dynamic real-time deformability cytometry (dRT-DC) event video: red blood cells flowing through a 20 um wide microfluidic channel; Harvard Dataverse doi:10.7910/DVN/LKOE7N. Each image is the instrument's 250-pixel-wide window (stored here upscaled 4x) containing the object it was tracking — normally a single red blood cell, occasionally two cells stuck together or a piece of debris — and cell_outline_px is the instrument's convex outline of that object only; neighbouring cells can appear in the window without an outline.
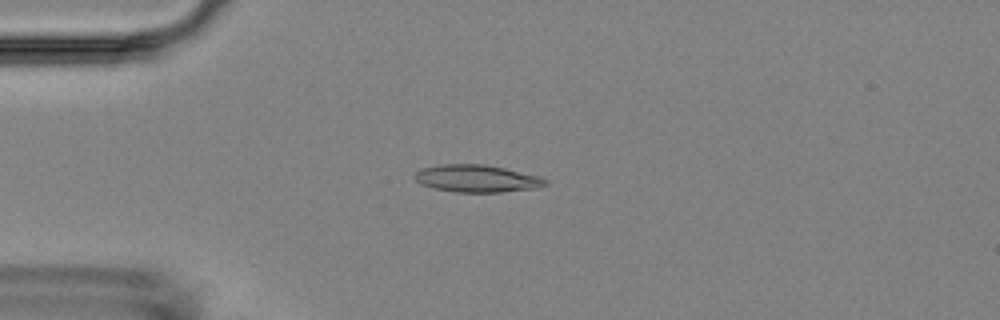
{"species": "Egyptian fruit bat (a non-hibernating species)", "species_latin": "Rousettus aegyptiacus", "temperature_condition": "room temperature", "stored_images_in_passage": 11, "camera_frame_rate_fps": 3000, "um_per_image_px": 0.085, "animal": {"sex": "female"}, "frame": {"image": 1, "passage_image": 1, "time_ms": 0.0, "image_size_px": [1000, 320], "cell_outline_px": [[548, 184], [536, 188], [500, 192], [456, 192], [436, 188], [420, 184], [412, 176], [420, 168], [436, 164], [484, 164], [504, 168], [540, 176], [548, 180]], "centroid_in_image_um": [40.51, 15.16], "position_along_channel_um": 44.5, "area_um2": 20.92}}
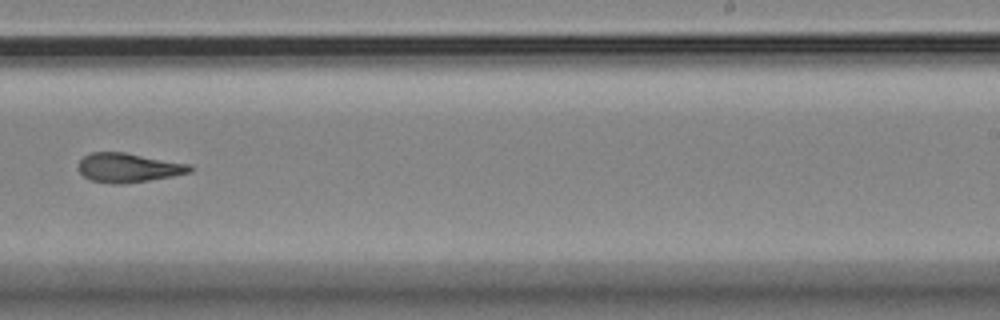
{"frame": {"image": 2, "passage_image": 7, "time_ms": 7.0, "image_size_px": [1000, 320], "cell_outline_px": [[196, 168], [192, 172], [172, 176], [124, 184], [112, 184], [92, 180], [84, 176], [76, 168], [80, 160], [84, 156], [92, 152], [124, 152], [192, 164]], "centroid_in_image_um": [10.95, 14.25], "position_along_channel_um": 278.1, "area_um2": 19.19}}
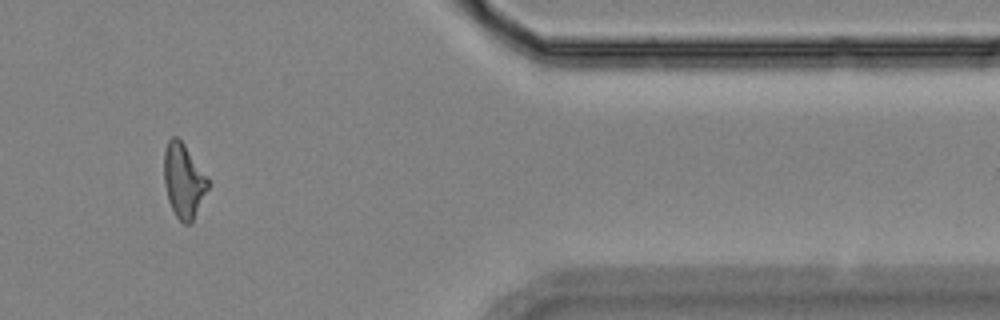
{"frame": {"image": 3, "passage_image": 10, "time_ms": 11.0, "image_size_px": [1000, 320], "cell_outline_px": [[208, 188], [192, 220], [188, 224], [184, 224], [176, 216], [168, 200], [164, 184], [164, 152], [168, 140], [172, 136], [176, 136], [184, 144], [208, 180]], "centroid_in_image_um": [15.56, 15.34], "position_along_channel_um": 395.8, "area_um2": 18.44}, "authors_computed_cell_mechanics": {"area_um2": 19.1896, "velocity_mm_per_s": 3.6262, "shape_relaxation_time_tau1_ms": null, "shape_relaxation_time_tau2_ms": 4.8312, "deformation_change_tau1": null, "deformation_change_tau2": 0.1499}}